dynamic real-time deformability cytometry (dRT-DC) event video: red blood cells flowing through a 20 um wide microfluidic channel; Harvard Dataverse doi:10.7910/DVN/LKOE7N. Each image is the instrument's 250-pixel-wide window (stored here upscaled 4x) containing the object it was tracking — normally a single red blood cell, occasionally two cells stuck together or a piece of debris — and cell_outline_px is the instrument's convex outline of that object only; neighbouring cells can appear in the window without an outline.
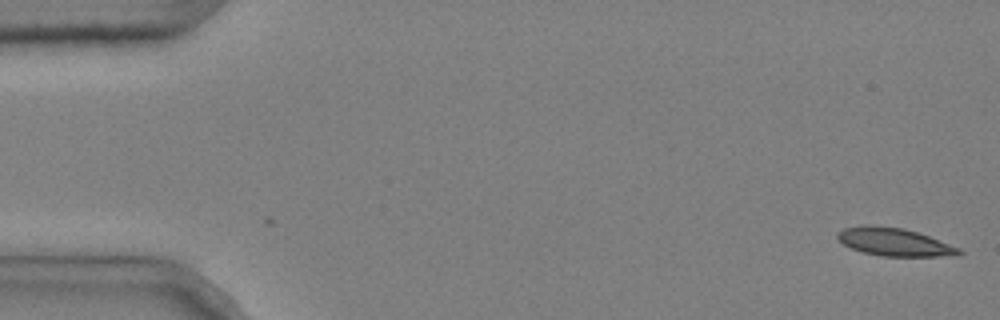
{"species": "common noctule bat (a hibernating species)", "species_latin": "Nyctalus noctula", "temperature_condition": "cold", "stored_images_in_passage": 51, "camera_frame_rate_fps": 3000, "um_per_image_px": 0.085, "animal": {"sex": "male", "body_mass_g": 20.4}, "frame": {"image": 1, "passage_image": 1, "time_ms": 0.0, "image_size_px": [1000, 320], "cell_outline_px": [[964, 252], [960, 256], [880, 256], [864, 252], [852, 248], [844, 244], [836, 236], [836, 232], [844, 228], [904, 228], [928, 236], [960, 248]], "centroid_in_image_um": [76.12, 20.63], "position_along_channel_um": 8.9, "area_um2": 18.9}}
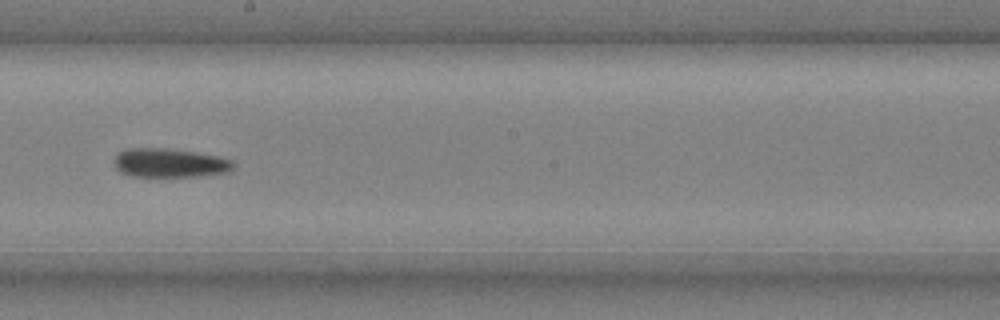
{"frame": {"image": 2, "passage_image": 30, "time_ms": 9.667, "image_size_px": [1000, 320], "cell_outline_px": [[236, 164], [228, 172], [200, 176], [132, 176], [120, 172], [116, 168], [112, 160], [116, 152], [124, 148], [168, 148], [196, 152], [220, 156], [232, 160]], "centroid_in_image_um": [14.39, 13.83], "position_along_channel_um": 233.8, "area_um2": 20.46}}
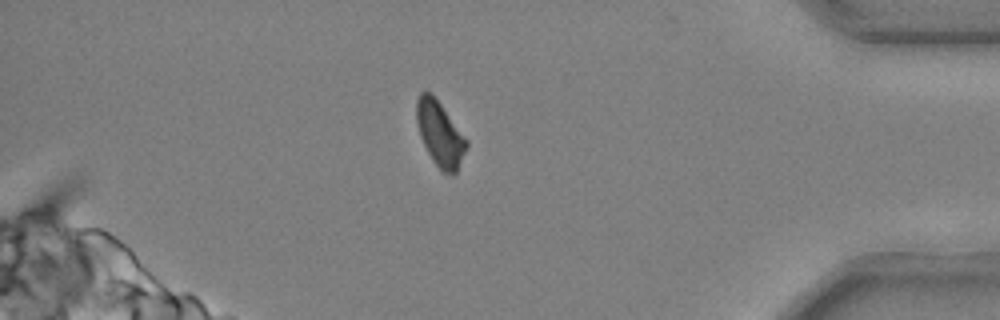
{"frame": {"image": 3, "passage_image": 46, "time_ms": 15.0, "image_size_px": [1000, 320], "cell_outline_px": [[468, 144], [456, 172], [452, 176], [444, 172], [432, 160], [420, 136], [416, 120], [416, 100], [420, 92], [428, 92], [440, 104], [468, 140]], "centroid_in_image_um": [37.39, 11.39], "position_along_channel_um": 397.8, "area_um2": 18.44}, "authors_computed_cell_mechanics": {"area_um2": 19.8254, "velocity_mm_per_s": 3.6799, "shape_relaxation_time_tau1_ms": 9.0745, "shape_relaxation_time_tau2_ms": null, "deformation_change_tau1": 0.1898, "deformation_change_tau2": null}}